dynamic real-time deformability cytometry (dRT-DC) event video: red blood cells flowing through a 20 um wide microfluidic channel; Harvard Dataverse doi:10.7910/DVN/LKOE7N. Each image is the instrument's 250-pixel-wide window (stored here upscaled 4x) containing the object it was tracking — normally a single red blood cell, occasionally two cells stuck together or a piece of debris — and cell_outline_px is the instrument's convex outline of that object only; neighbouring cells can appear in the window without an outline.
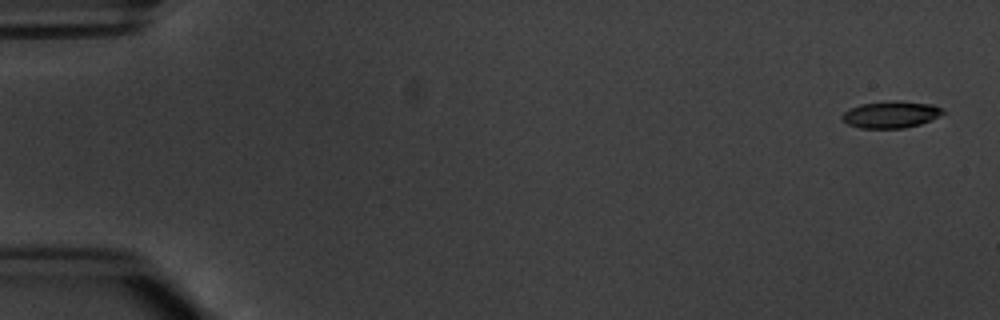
{"species": "common noctule bat (a hibernating species)", "species_latin": "Nyctalus noctula", "temperature_condition": "warm", "stored_images_in_passage": 6, "camera_frame_rate_fps": 3000, "um_per_image_px": 0.085, "animal": {"sex": "male", "body_mass_g": 20.1, "forearm_length_mm": 53.5}, "frame": {"image": 1, "passage_image": 1, "time_ms": 0.0, "image_size_px": [1000, 320], "cell_outline_px": [[948, 112], [932, 120], [920, 124], [904, 128], [860, 128], [848, 124], [840, 116], [848, 108], [860, 104], [896, 100], [900, 100], [932, 104]], "centroid_in_image_um": [75.75, 9.72], "position_along_channel_um": 9.2, "area_um2": 15.95}}
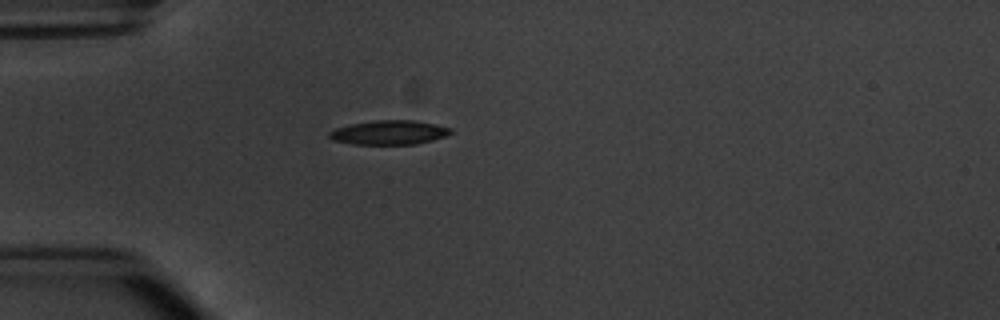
{"frame": {"image": 2, "passage_image": 5, "time_ms": 4.667, "image_size_px": [1000, 320], "cell_outline_px": [[452, 132], [444, 136], [432, 140], [416, 144], [352, 144], [332, 140], [328, 136], [328, 132], [336, 128], [348, 124], [372, 120], [416, 120], [436, 124], [452, 128]], "centroid_in_image_um": [33.05, 11.25], "position_along_channel_um": 52.0, "area_um2": 17.28}}